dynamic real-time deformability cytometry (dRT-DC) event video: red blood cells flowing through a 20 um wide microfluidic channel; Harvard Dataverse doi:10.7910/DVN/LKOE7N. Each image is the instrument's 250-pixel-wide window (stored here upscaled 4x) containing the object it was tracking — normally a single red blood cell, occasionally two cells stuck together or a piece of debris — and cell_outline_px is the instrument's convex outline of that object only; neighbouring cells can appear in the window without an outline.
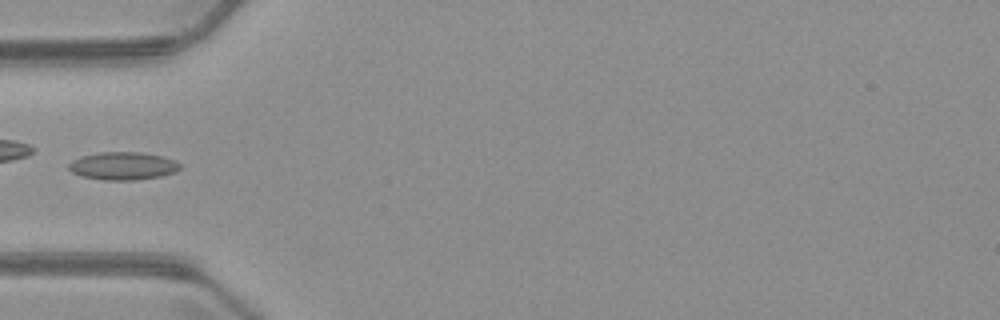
{"species": "common noctule bat (a hibernating species)", "species_latin": "Nyctalus noctula", "temperature_condition": "warm", "stored_images_in_passage": 6, "camera_frame_rate_fps": 3000, "um_per_image_px": 0.085, "animal": {"sex": "male", "body_mass_g": 23.1, "forearm_length_mm": 52.7}, "frame": {"image": 1, "passage_image": 5, "time_ms": 5.0, "image_size_px": [1000, 320], "cell_outline_px": [[180, 168], [176, 172], [160, 176], [136, 180], [100, 180], [80, 176], [72, 172], [68, 168], [68, 164], [72, 160], [80, 156], [100, 152], [140, 152], [164, 156], [176, 160], [180, 164]], "centroid_in_image_um": [10.44, 14.1], "position_along_channel_um": 74.6, "area_um2": 18.32}}
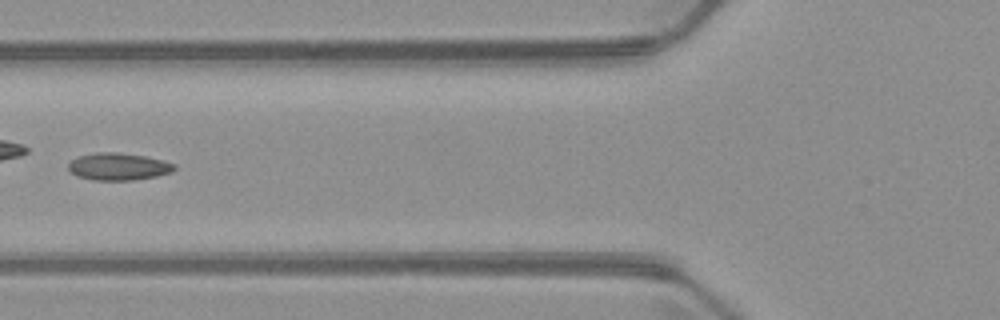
{"frame": {"image": 2, "passage_image": 6, "time_ms": 6.0, "image_size_px": [1000, 320], "cell_outline_px": [[176, 168], [172, 172], [156, 176], [132, 180], [92, 180], [76, 176], [68, 168], [68, 164], [76, 156], [96, 152], [116, 152], [144, 156], [164, 160], [176, 164]], "centroid_in_image_um": [10.06, 14.15], "position_along_channel_um": 115.7, "area_um2": 16.94}}